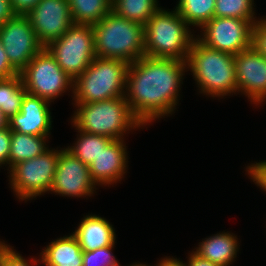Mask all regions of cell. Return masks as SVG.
<instances>
[{"instance_id": "obj_6", "label": "cell", "mask_w": 266, "mask_h": 266, "mask_svg": "<svg viewBox=\"0 0 266 266\" xmlns=\"http://www.w3.org/2000/svg\"><path fill=\"white\" fill-rule=\"evenodd\" d=\"M129 64L95 57L84 72L74 79L72 103H93L125 95Z\"/></svg>"}, {"instance_id": "obj_22", "label": "cell", "mask_w": 266, "mask_h": 266, "mask_svg": "<svg viewBox=\"0 0 266 266\" xmlns=\"http://www.w3.org/2000/svg\"><path fill=\"white\" fill-rule=\"evenodd\" d=\"M77 138L74 143L65 147L74 156L89 166L101 151L113 140L107 136L89 134L75 129Z\"/></svg>"}, {"instance_id": "obj_8", "label": "cell", "mask_w": 266, "mask_h": 266, "mask_svg": "<svg viewBox=\"0 0 266 266\" xmlns=\"http://www.w3.org/2000/svg\"><path fill=\"white\" fill-rule=\"evenodd\" d=\"M20 76L28 94L50 103H54L69 90L73 95L74 80L63 71L46 47L31 59L20 72Z\"/></svg>"}, {"instance_id": "obj_15", "label": "cell", "mask_w": 266, "mask_h": 266, "mask_svg": "<svg viewBox=\"0 0 266 266\" xmlns=\"http://www.w3.org/2000/svg\"><path fill=\"white\" fill-rule=\"evenodd\" d=\"M126 147L124 139L112 140L89 165L90 177L96 186L121 183L129 166Z\"/></svg>"}, {"instance_id": "obj_31", "label": "cell", "mask_w": 266, "mask_h": 266, "mask_svg": "<svg viewBox=\"0 0 266 266\" xmlns=\"http://www.w3.org/2000/svg\"><path fill=\"white\" fill-rule=\"evenodd\" d=\"M11 144V130L9 127L0 129V168L7 166L9 170V154Z\"/></svg>"}, {"instance_id": "obj_33", "label": "cell", "mask_w": 266, "mask_h": 266, "mask_svg": "<svg viewBox=\"0 0 266 266\" xmlns=\"http://www.w3.org/2000/svg\"><path fill=\"white\" fill-rule=\"evenodd\" d=\"M39 0H11L12 7L17 14H27Z\"/></svg>"}, {"instance_id": "obj_14", "label": "cell", "mask_w": 266, "mask_h": 266, "mask_svg": "<svg viewBox=\"0 0 266 266\" xmlns=\"http://www.w3.org/2000/svg\"><path fill=\"white\" fill-rule=\"evenodd\" d=\"M26 15L43 47L60 38L74 23L67 0H39Z\"/></svg>"}, {"instance_id": "obj_39", "label": "cell", "mask_w": 266, "mask_h": 266, "mask_svg": "<svg viewBox=\"0 0 266 266\" xmlns=\"http://www.w3.org/2000/svg\"><path fill=\"white\" fill-rule=\"evenodd\" d=\"M128 266H151V265H148V264H144V263H141V262H133L132 264L128 265Z\"/></svg>"}, {"instance_id": "obj_24", "label": "cell", "mask_w": 266, "mask_h": 266, "mask_svg": "<svg viewBox=\"0 0 266 266\" xmlns=\"http://www.w3.org/2000/svg\"><path fill=\"white\" fill-rule=\"evenodd\" d=\"M160 7L158 0H112L111 3L115 14L143 25Z\"/></svg>"}, {"instance_id": "obj_37", "label": "cell", "mask_w": 266, "mask_h": 266, "mask_svg": "<svg viewBox=\"0 0 266 266\" xmlns=\"http://www.w3.org/2000/svg\"><path fill=\"white\" fill-rule=\"evenodd\" d=\"M8 127V119L4 116L0 108V129Z\"/></svg>"}, {"instance_id": "obj_9", "label": "cell", "mask_w": 266, "mask_h": 266, "mask_svg": "<svg viewBox=\"0 0 266 266\" xmlns=\"http://www.w3.org/2000/svg\"><path fill=\"white\" fill-rule=\"evenodd\" d=\"M46 48L58 65L73 80L81 75L96 57L92 25L73 23L58 39Z\"/></svg>"}, {"instance_id": "obj_28", "label": "cell", "mask_w": 266, "mask_h": 266, "mask_svg": "<svg viewBox=\"0 0 266 266\" xmlns=\"http://www.w3.org/2000/svg\"><path fill=\"white\" fill-rule=\"evenodd\" d=\"M38 257H31L27 260L9 245L3 252L2 266H37L42 264L40 255Z\"/></svg>"}, {"instance_id": "obj_12", "label": "cell", "mask_w": 266, "mask_h": 266, "mask_svg": "<svg viewBox=\"0 0 266 266\" xmlns=\"http://www.w3.org/2000/svg\"><path fill=\"white\" fill-rule=\"evenodd\" d=\"M96 184L91 180L89 166L68 151L60 147V154L50 193L61 197H92L97 193Z\"/></svg>"}, {"instance_id": "obj_36", "label": "cell", "mask_w": 266, "mask_h": 266, "mask_svg": "<svg viewBox=\"0 0 266 266\" xmlns=\"http://www.w3.org/2000/svg\"><path fill=\"white\" fill-rule=\"evenodd\" d=\"M184 261L180 260V258H174L173 256H166L163 258H160L159 262L154 264V266H184ZM153 266V265H151Z\"/></svg>"}, {"instance_id": "obj_18", "label": "cell", "mask_w": 266, "mask_h": 266, "mask_svg": "<svg viewBox=\"0 0 266 266\" xmlns=\"http://www.w3.org/2000/svg\"><path fill=\"white\" fill-rule=\"evenodd\" d=\"M193 251L220 266H230L239 252L240 243L237 235L229 231L219 232L201 240Z\"/></svg>"}, {"instance_id": "obj_11", "label": "cell", "mask_w": 266, "mask_h": 266, "mask_svg": "<svg viewBox=\"0 0 266 266\" xmlns=\"http://www.w3.org/2000/svg\"><path fill=\"white\" fill-rule=\"evenodd\" d=\"M0 39L10 64L19 73L44 48L26 14H16L0 26Z\"/></svg>"}, {"instance_id": "obj_4", "label": "cell", "mask_w": 266, "mask_h": 266, "mask_svg": "<svg viewBox=\"0 0 266 266\" xmlns=\"http://www.w3.org/2000/svg\"><path fill=\"white\" fill-rule=\"evenodd\" d=\"M169 10L161 6L144 25L145 56L186 61L196 35L175 8Z\"/></svg>"}, {"instance_id": "obj_16", "label": "cell", "mask_w": 266, "mask_h": 266, "mask_svg": "<svg viewBox=\"0 0 266 266\" xmlns=\"http://www.w3.org/2000/svg\"><path fill=\"white\" fill-rule=\"evenodd\" d=\"M50 105L47 100L26 93L20 112L8 120L9 129L21 134L50 136L53 127Z\"/></svg>"}, {"instance_id": "obj_19", "label": "cell", "mask_w": 266, "mask_h": 266, "mask_svg": "<svg viewBox=\"0 0 266 266\" xmlns=\"http://www.w3.org/2000/svg\"><path fill=\"white\" fill-rule=\"evenodd\" d=\"M40 258L44 266H83V250L73 233L48 243Z\"/></svg>"}, {"instance_id": "obj_13", "label": "cell", "mask_w": 266, "mask_h": 266, "mask_svg": "<svg viewBox=\"0 0 266 266\" xmlns=\"http://www.w3.org/2000/svg\"><path fill=\"white\" fill-rule=\"evenodd\" d=\"M237 94H243L255 106L266 102V57L253 46L234 55Z\"/></svg>"}, {"instance_id": "obj_27", "label": "cell", "mask_w": 266, "mask_h": 266, "mask_svg": "<svg viewBox=\"0 0 266 266\" xmlns=\"http://www.w3.org/2000/svg\"><path fill=\"white\" fill-rule=\"evenodd\" d=\"M115 244L83 252V266H122L112 252Z\"/></svg>"}, {"instance_id": "obj_7", "label": "cell", "mask_w": 266, "mask_h": 266, "mask_svg": "<svg viewBox=\"0 0 266 266\" xmlns=\"http://www.w3.org/2000/svg\"><path fill=\"white\" fill-rule=\"evenodd\" d=\"M58 148L50 147L38 157L19 162L8 170L9 187L19 202L36 200L37 196L50 192L60 154Z\"/></svg>"}, {"instance_id": "obj_32", "label": "cell", "mask_w": 266, "mask_h": 266, "mask_svg": "<svg viewBox=\"0 0 266 266\" xmlns=\"http://www.w3.org/2000/svg\"><path fill=\"white\" fill-rule=\"evenodd\" d=\"M19 74L20 73L10 64L0 39V79L10 78Z\"/></svg>"}, {"instance_id": "obj_17", "label": "cell", "mask_w": 266, "mask_h": 266, "mask_svg": "<svg viewBox=\"0 0 266 266\" xmlns=\"http://www.w3.org/2000/svg\"><path fill=\"white\" fill-rule=\"evenodd\" d=\"M83 252L94 251L116 244V231L104 217L96 214L84 215L73 232Z\"/></svg>"}, {"instance_id": "obj_26", "label": "cell", "mask_w": 266, "mask_h": 266, "mask_svg": "<svg viewBox=\"0 0 266 266\" xmlns=\"http://www.w3.org/2000/svg\"><path fill=\"white\" fill-rule=\"evenodd\" d=\"M254 4V0H215L214 17L259 19Z\"/></svg>"}, {"instance_id": "obj_29", "label": "cell", "mask_w": 266, "mask_h": 266, "mask_svg": "<svg viewBox=\"0 0 266 266\" xmlns=\"http://www.w3.org/2000/svg\"><path fill=\"white\" fill-rule=\"evenodd\" d=\"M245 171V175L266 193V160L248 164Z\"/></svg>"}, {"instance_id": "obj_10", "label": "cell", "mask_w": 266, "mask_h": 266, "mask_svg": "<svg viewBox=\"0 0 266 266\" xmlns=\"http://www.w3.org/2000/svg\"><path fill=\"white\" fill-rule=\"evenodd\" d=\"M258 19L213 17L196 38L209 48L237 55L252 46V29Z\"/></svg>"}, {"instance_id": "obj_35", "label": "cell", "mask_w": 266, "mask_h": 266, "mask_svg": "<svg viewBox=\"0 0 266 266\" xmlns=\"http://www.w3.org/2000/svg\"><path fill=\"white\" fill-rule=\"evenodd\" d=\"M186 258L188 259L186 260L187 262L183 263L184 266H220L210 262L205 258H202L198 254H196L193 250L189 252L188 257Z\"/></svg>"}, {"instance_id": "obj_38", "label": "cell", "mask_w": 266, "mask_h": 266, "mask_svg": "<svg viewBox=\"0 0 266 266\" xmlns=\"http://www.w3.org/2000/svg\"><path fill=\"white\" fill-rule=\"evenodd\" d=\"M9 245L10 244H7L5 240H0V266H2L3 252Z\"/></svg>"}, {"instance_id": "obj_21", "label": "cell", "mask_w": 266, "mask_h": 266, "mask_svg": "<svg viewBox=\"0 0 266 266\" xmlns=\"http://www.w3.org/2000/svg\"><path fill=\"white\" fill-rule=\"evenodd\" d=\"M75 24L93 25L111 11L112 0H67Z\"/></svg>"}, {"instance_id": "obj_34", "label": "cell", "mask_w": 266, "mask_h": 266, "mask_svg": "<svg viewBox=\"0 0 266 266\" xmlns=\"http://www.w3.org/2000/svg\"><path fill=\"white\" fill-rule=\"evenodd\" d=\"M16 14L17 13L12 7L11 0H0V26Z\"/></svg>"}, {"instance_id": "obj_20", "label": "cell", "mask_w": 266, "mask_h": 266, "mask_svg": "<svg viewBox=\"0 0 266 266\" xmlns=\"http://www.w3.org/2000/svg\"><path fill=\"white\" fill-rule=\"evenodd\" d=\"M48 139L50 136L21 134L11 131L9 169L19 162L38 157L47 151L49 149Z\"/></svg>"}, {"instance_id": "obj_30", "label": "cell", "mask_w": 266, "mask_h": 266, "mask_svg": "<svg viewBox=\"0 0 266 266\" xmlns=\"http://www.w3.org/2000/svg\"><path fill=\"white\" fill-rule=\"evenodd\" d=\"M252 46L266 57V16L259 18L253 25Z\"/></svg>"}, {"instance_id": "obj_1", "label": "cell", "mask_w": 266, "mask_h": 266, "mask_svg": "<svg viewBox=\"0 0 266 266\" xmlns=\"http://www.w3.org/2000/svg\"><path fill=\"white\" fill-rule=\"evenodd\" d=\"M185 72L186 61L176 59L143 56L129 64L124 97L146 130L175 113Z\"/></svg>"}, {"instance_id": "obj_3", "label": "cell", "mask_w": 266, "mask_h": 266, "mask_svg": "<svg viewBox=\"0 0 266 266\" xmlns=\"http://www.w3.org/2000/svg\"><path fill=\"white\" fill-rule=\"evenodd\" d=\"M71 104L76 108L70 117L72 127L89 134L120 140L125 139L129 131L145 128L133 115L124 96L93 103Z\"/></svg>"}, {"instance_id": "obj_23", "label": "cell", "mask_w": 266, "mask_h": 266, "mask_svg": "<svg viewBox=\"0 0 266 266\" xmlns=\"http://www.w3.org/2000/svg\"><path fill=\"white\" fill-rule=\"evenodd\" d=\"M26 93L20 74L0 79V108L8 120L20 112Z\"/></svg>"}, {"instance_id": "obj_5", "label": "cell", "mask_w": 266, "mask_h": 266, "mask_svg": "<svg viewBox=\"0 0 266 266\" xmlns=\"http://www.w3.org/2000/svg\"><path fill=\"white\" fill-rule=\"evenodd\" d=\"M92 27L96 57L131 64L145 56L143 24L120 17L111 10Z\"/></svg>"}, {"instance_id": "obj_2", "label": "cell", "mask_w": 266, "mask_h": 266, "mask_svg": "<svg viewBox=\"0 0 266 266\" xmlns=\"http://www.w3.org/2000/svg\"><path fill=\"white\" fill-rule=\"evenodd\" d=\"M187 72L190 71L200 94L226 98L237 95L234 55L209 48L197 38L188 52Z\"/></svg>"}, {"instance_id": "obj_25", "label": "cell", "mask_w": 266, "mask_h": 266, "mask_svg": "<svg viewBox=\"0 0 266 266\" xmlns=\"http://www.w3.org/2000/svg\"><path fill=\"white\" fill-rule=\"evenodd\" d=\"M175 9L191 27L200 29L214 17L215 0H178Z\"/></svg>"}]
</instances>
